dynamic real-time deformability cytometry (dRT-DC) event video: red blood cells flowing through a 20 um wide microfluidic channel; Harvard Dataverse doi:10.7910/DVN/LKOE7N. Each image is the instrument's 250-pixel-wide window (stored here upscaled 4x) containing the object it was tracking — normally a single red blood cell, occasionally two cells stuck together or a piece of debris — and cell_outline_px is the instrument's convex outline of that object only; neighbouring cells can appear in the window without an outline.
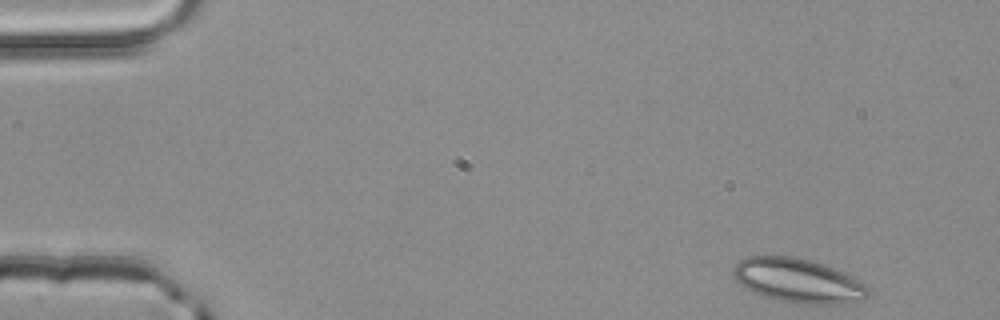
{"species": "common noctule bat (a hibernating species)", "species_latin": "Nyctalus noctula", "temperature_condition": "room temperature", "stored_images_in_passage": 48, "camera_frame_rate_fps": 3000, "um_per_image_px": 0.085, "animal": {"sex": "male", "body_mass_g": 20.4}, "frame": {"image": 1, "passage_image": 1, "time_ms": 0.0, "image_size_px": [1000, 320], "cell_outline_px": [[868, 296], [864, 300], [836, 304], [792, 304], [764, 296], [752, 292], [744, 288], [732, 276], [732, 268], [740, 260], [748, 256], [796, 256], [824, 264], [844, 272], [868, 284]], "centroid_in_image_um": [67.84, 23.86], "position_along_channel_um": 17.2, "area_um2": 35.26}}
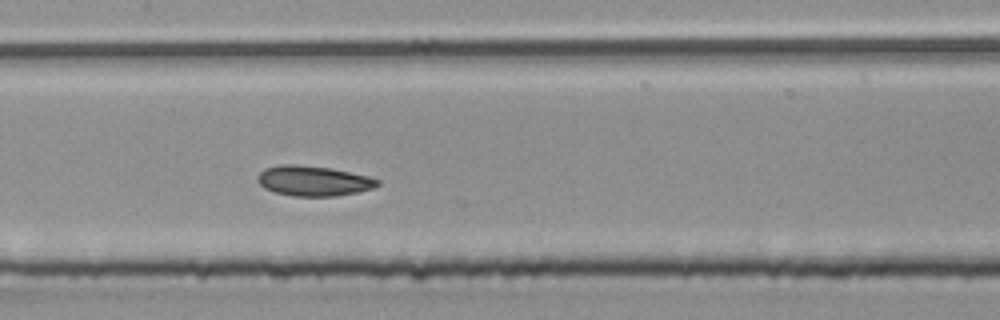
{"frame": {"image": 2, "passage_image": 22, "time_ms": 7.0, "image_size_px": [1000, 320], "cell_outline_px": [[380, 184], [372, 188], [356, 192], [336, 196], [292, 196], [276, 192], [264, 188], [256, 180], [256, 176], [264, 168], [280, 164], [296, 164], [332, 168], [368, 176], [380, 180]], "centroid_in_image_um": [26.61, 15.36], "position_along_channel_um": 180.8, "area_um2": 21.15}}
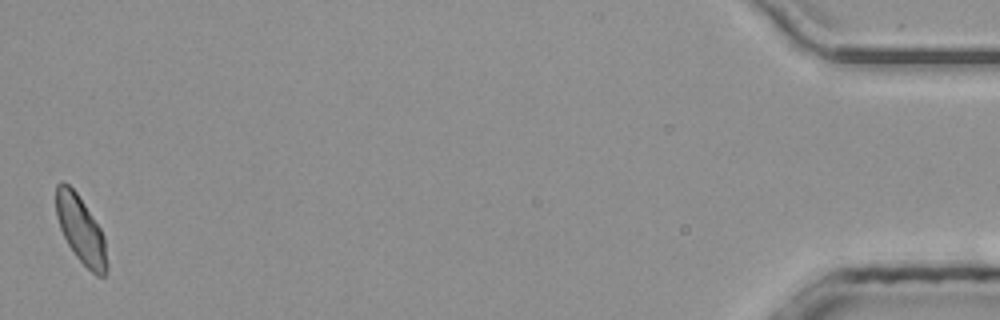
{"frame": {"image": 3, "passage_image": 48, "time_ms": 15.667, "image_size_px": [1000, 320], "cell_outline_px": [[108, 272], [104, 276], [96, 276], [76, 256], [68, 244], [60, 228], [56, 216], [56, 184], [60, 180], [64, 180], [76, 192], [100, 228], [104, 236], [108, 264]], "centroid_in_image_um": [6.87, 19.53], "position_along_channel_um": 428.3, "area_um2": 19.88}, "authors_computed_cell_mechanics": {"area_um2": 20.9814, "velocity_mm_per_s": 4.0016, "shape_relaxation_time_tau1_ms": 6.1602, "shape_relaxation_time_tau2_ms": 3.3168, "deformation_change_tau1": 0.1037, "deformation_change_tau2": 0.061}}